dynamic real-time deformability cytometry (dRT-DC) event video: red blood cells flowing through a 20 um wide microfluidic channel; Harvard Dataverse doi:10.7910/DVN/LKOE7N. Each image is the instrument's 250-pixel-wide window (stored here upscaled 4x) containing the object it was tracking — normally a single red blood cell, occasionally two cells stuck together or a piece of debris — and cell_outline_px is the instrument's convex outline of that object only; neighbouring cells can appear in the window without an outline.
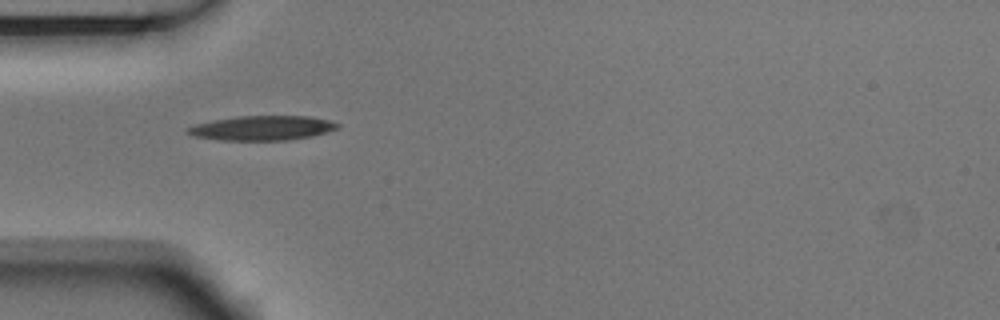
{"species": "Egyptian fruit bat (a non-hibernating species)", "species_latin": "Rousettus aegyptiacus", "temperature_condition": "room temperature", "stored_images_in_passage": 6, "camera_frame_rate_fps": 3000, "um_per_image_px": 0.085, "animal": {"sex": "male"}, "frame": {"image": 1, "passage_image": 4, "time_ms": 1.0, "image_size_px": [1000, 320], "cell_outline_px": [[340, 128], [328, 132], [312, 136], [288, 140], [220, 140], [192, 136], [188, 132], [188, 128], [196, 124], [212, 120], [236, 116], [308, 116], [328, 120], [340, 124]], "centroid_in_image_um": [22.32, 10.88], "position_along_channel_um": 62.7, "area_um2": 21.44}}
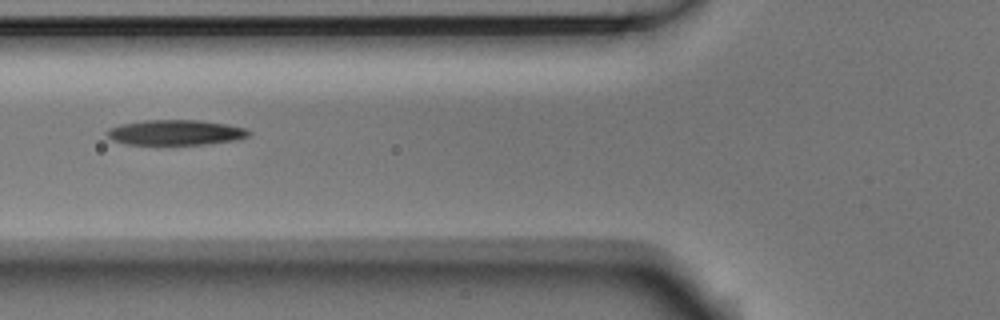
{"frame": {"image": 2, "passage_image": 5, "time_ms": 1.333, "image_size_px": [1000, 320], "cell_outline_px": [[252, 132], [248, 136], [236, 140], [204, 144], [124, 144], [112, 140], [104, 132], [108, 128], [120, 124], [144, 120], [200, 120], [228, 124], [244, 128]], "centroid_in_image_um": [14.89, 11.25], "position_along_channel_um": 110.9, "area_um2": 20.92}}
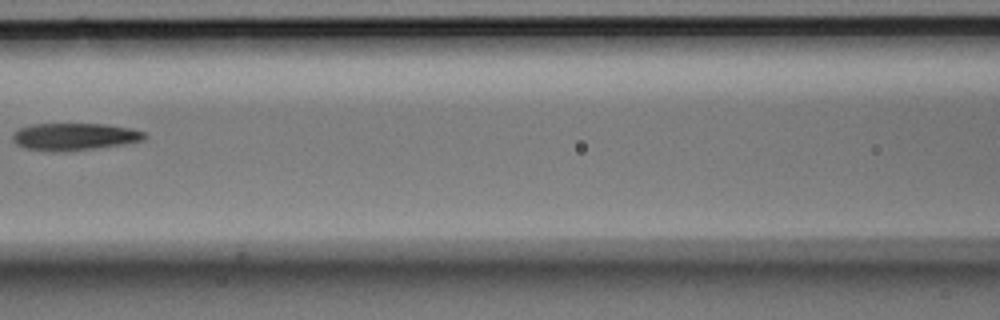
{"frame": {"image": 3, "passage_image": 6, "time_ms": 1.667, "image_size_px": [1000, 320], "cell_outline_px": [[148, 136], [144, 140], [124, 144], [96, 148], [60, 152], [52, 152], [24, 148], [16, 144], [12, 140], [12, 132], [20, 128], [32, 124], [104, 124], [128, 128], [144, 132]], "centroid_in_image_um": [6.28, 11.62], "position_along_channel_um": 160.3, "area_um2": 21.04}}